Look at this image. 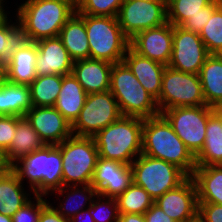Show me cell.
<instances>
[{
    "label": "cell",
    "mask_w": 222,
    "mask_h": 222,
    "mask_svg": "<svg viewBox=\"0 0 222 222\" xmlns=\"http://www.w3.org/2000/svg\"><path fill=\"white\" fill-rule=\"evenodd\" d=\"M22 2L15 3L13 14L18 19L21 38L32 42L59 37L61 28L76 12L68 3L58 0Z\"/></svg>",
    "instance_id": "1"
},
{
    "label": "cell",
    "mask_w": 222,
    "mask_h": 222,
    "mask_svg": "<svg viewBox=\"0 0 222 222\" xmlns=\"http://www.w3.org/2000/svg\"><path fill=\"white\" fill-rule=\"evenodd\" d=\"M140 1H166V0H140Z\"/></svg>",
    "instance_id": "56"
},
{
    "label": "cell",
    "mask_w": 222,
    "mask_h": 222,
    "mask_svg": "<svg viewBox=\"0 0 222 222\" xmlns=\"http://www.w3.org/2000/svg\"><path fill=\"white\" fill-rule=\"evenodd\" d=\"M213 0H166L167 22L181 26L190 16L201 12Z\"/></svg>",
    "instance_id": "33"
},
{
    "label": "cell",
    "mask_w": 222,
    "mask_h": 222,
    "mask_svg": "<svg viewBox=\"0 0 222 222\" xmlns=\"http://www.w3.org/2000/svg\"><path fill=\"white\" fill-rule=\"evenodd\" d=\"M0 196V214L12 217L34 194L11 169L1 172Z\"/></svg>",
    "instance_id": "24"
},
{
    "label": "cell",
    "mask_w": 222,
    "mask_h": 222,
    "mask_svg": "<svg viewBox=\"0 0 222 222\" xmlns=\"http://www.w3.org/2000/svg\"><path fill=\"white\" fill-rule=\"evenodd\" d=\"M173 25L143 30L130 39L129 47L137 54L168 66L172 56Z\"/></svg>",
    "instance_id": "14"
},
{
    "label": "cell",
    "mask_w": 222,
    "mask_h": 222,
    "mask_svg": "<svg viewBox=\"0 0 222 222\" xmlns=\"http://www.w3.org/2000/svg\"><path fill=\"white\" fill-rule=\"evenodd\" d=\"M184 222H204L203 218L197 213L194 217L184 221Z\"/></svg>",
    "instance_id": "50"
},
{
    "label": "cell",
    "mask_w": 222,
    "mask_h": 222,
    "mask_svg": "<svg viewBox=\"0 0 222 222\" xmlns=\"http://www.w3.org/2000/svg\"><path fill=\"white\" fill-rule=\"evenodd\" d=\"M211 110L222 125V103L211 106Z\"/></svg>",
    "instance_id": "48"
},
{
    "label": "cell",
    "mask_w": 222,
    "mask_h": 222,
    "mask_svg": "<svg viewBox=\"0 0 222 222\" xmlns=\"http://www.w3.org/2000/svg\"><path fill=\"white\" fill-rule=\"evenodd\" d=\"M58 1L68 3L72 7V0H58Z\"/></svg>",
    "instance_id": "53"
},
{
    "label": "cell",
    "mask_w": 222,
    "mask_h": 222,
    "mask_svg": "<svg viewBox=\"0 0 222 222\" xmlns=\"http://www.w3.org/2000/svg\"><path fill=\"white\" fill-rule=\"evenodd\" d=\"M44 145L26 117L16 116V132L10 148L5 152L8 163L12 166L20 158L41 149Z\"/></svg>",
    "instance_id": "25"
},
{
    "label": "cell",
    "mask_w": 222,
    "mask_h": 222,
    "mask_svg": "<svg viewBox=\"0 0 222 222\" xmlns=\"http://www.w3.org/2000/svg\"><path fill=\"white\" fill-rule=\"evenodd\" d=\"M97 194L98 193L96 189L91 184L67 185L62 186L59 190H56L49 195H54V198H57L56 202L57 200H60L59 202H57V205H55V200L53 201L54 203H51V198H47L49 199V203L59 214L70 220L77 213L89 208L92 205L93 199Z\"/></svg>",
    "instance_id": "21"
},
{
    "label": "cell",
    "mask_w": 222,
    "mask_h": 222,
    "mask_svg": "<svg viewBox=\"0 0 222 222\" xmlns=\"http://www.w3.org/2000/svg\"><path fill=\"white\" fill-rule=\"evenodd\" d=\"M198 75L206 105L222 103V55L210 54Z\"/></svg>",
    "instance_id": "28"
},
{
    "label": "cell",
    "mask_w": 222,
    "mask_h": 222,
    "mask_svg": "<svg viewBox=\"0 0 222 222\" xmlns=\"http://www.w3.org/2000/svg\"><path fill=\"white\" fill-rule=\"evenodd\" d=\"M91 215L95 222H117L119 212L116 199L97 194L91 205Z\"/></svg>",
    "instance_id": "37"
},
{
    "label": "cell",
    "mask_w": 222,
    "mask_h": 222,
    "mask_svg": "<svg viewBox=\"0 0 222 222\" xmlns=\"http://www.w3.org/2000/svg\"><path fill=\"white\" fill-rule=\"evenodd\" d=\"M109 91L118 102L122 116L145 119L160 114L156 100L123 61L112 66Z\"/></svg>",
    "instance_id": "5"
},
{
    "label": "cell",
    "mask_w": 222,
    "mask_h": 222,
    "mask_svg": "<svg viewBox=\"0 0 222 222\" xmlns=\"http://www.w3.org/2000/svg\"><path fill=\"white\" fill-rule=\"evenodd\" d=\"M133 183L131 166L99 157L91 185L97 193L116 198Z\"/></svg>",
    "instance_id": "16"
},
{
    "label": "cell",
    "mask_w": 222,
    "mask_h": 222,
    "mask_svg": "<svg viewBox=\"0 0 222 222\" xmlns=\"http://www.w3.org/2000/svg\"><path fill=\"white\" fill-rule=\"evenodd\" d=\"M6 80V63L0 59V85Z\"/></svg>",
    "instance_id": "49"
},
{
    "label": "cell",
    "mask_w": 222,
    "mask_h": 222,
    "mask_svg": "<svg viewBox=\"0 0 222 222\" xmlns=\"http://www.w3.org/2000/svg\"><path fill=\"white\" fill-rule=\"evenodd\" d=\"M35 43L38 50L35 63L37 76H64L72 73L74 61L59 37L42 39Z\"/></svg>",
    "instance_id": "18"
},
{
    "label": "cell",
    "mask_w": 222,
    "mask_h": 222,
    "mask_svg": "<svg viewBox=\"0 0 222 222\" xmlns=\"http://www.w3.org/2000/svg\"><path fill=\"white\" fill-rule=\"evenodd\" d=\"M11 169L23 184L26 181L24 185L34 195L49 197L63 186L61 150L57 145H44L20 158Z\"/></svg>",
    "instance_id": "2"
},
{
    "label": "cell",
    "mask_w": 222,
    "mask_h": 222,
    "mask_svg": "<svg viewBox=\"0 0 222 222\" xmlns=\"http://www.w3.org/2000/svg\"><path fill=\"white\" fill-rule=\"evenodd\" d=\"M198 214L204 222H222V205L215 203H198Z\"/></svg>",
    "instance_id": "41"
},
{
    "label": "cell",
    "mask_w": 222,
    "mask_h": 222,
    "mask_svg": "<svg viewBox=\"0 0 222 222\" xmlns=\"http://www.w3.org/2000/svg\"><path fill=\"white\" fill-rule=\"evenodd\" d=\"M170 123L177 136L196 157L203 148L211 106L174 107L161 113Z\"/></svg>",
    "instance_id": "10"
},
{
    "label": "cell",
    "mask_w": 222,
    "mask_h": 222,
    "mask_svg": "<svg viewBox=\"0 0 222 222\" xmlns=\"http://www.w3.org/2000/svg\"><path fill=\"white\" fill-rule=\"evenodd\" d=\"M156 104L160 114L174 107L206 105L199 75L166 66L162 76L161 93Z\"/></svg>",
    "instance_id": "9"
},
{
    "label": "cell",
    "mask_w": 222,
    "mask_h": 222,
    "mask_svg": "<svg viewBox=\"0 0 222 222\" xmlns=\"http://www.w3.org/2000/svg\"><path fill=\"white\" fill-rule=\"evenodd\" d=\"M154 203L176 222H184L198 213L197 187L189 176L177 188L167 191Z\"/></svg>",
    "instance_id": "17"
},
{
    "label": "cell",
    "mask_w": 222,
    "mask_h": 222,
    "mask_svg": "<svg viewBox=\"0 0 222 222\" xmlns=\"http://www.w3.org/2000/svg\"><path fill=\"white\" fill-rule=\"evenodd\" d=\"M0 194H1V172H0ZM0 203H1V196H0Z\"/></svg>",
    "instance_id": "55"
},
{
    "label": "cell",
    "mask_w": 222,
    "mask_h": 222,
    "mask_svg": "<svg viewBox=\"0 0 222 222\" xmlns=\"http://www.w3.org/2000/svg\"><path fill=\"white\" fill-rule=\"evenodd\" d=\"M115 199L119 214H145L155 201L144 188L134 183Z\"/></svg>",
    "instance_id": "32"
},
{
    "label": "cell",
    "mask_w": 222,
    "mask_h": 222,
    "mask_svg": "<svg viewBox=\"0 0 222 222\" xmlns=\"http://www.w3.org/2000/svg\"><path fill=\"white\" fill-rule=\"evenodd\" d=\"M32 107L30 87L5 80L0 85V115L25 117Z\"/></svg>",
    "instance_id": "29"
},
{
    "label": "cell",
    "mask_w": 222,
    "mask_h": 222,
    "mask_svg": "<svg viewBox=\"0 0 222 222\" xmlns=\"http://www.w3.org/2000/svg\"><path fill=\"white\" fill-rule=\"evenodd\" d=\"M209 54L222 55V11L218 7L199 33Z\"/></svg>",
    "instance_id": "35"
},
{
    "label": "cell",
    "mask_w": 222,
    "mask_h": 222,
    "mask_svg": "<svg viewBox=\"0 0 222 222\" xmlns=\"http://www.w3.org/2000/svg\"><path fill=\"white\" fill-rule=\"evenodd\" d=\"M16 132V116L0 115V148L5 152Z\"/></svg>",
    "instance_id": "40"
},
{
    "label": "cell",
    "mask_w": 222,
    "mask_h": 222,
    "mask_svg": "<svg viewBox=\"0 0 222 222\" xmlns=\"http://www.w3.org/2000/svg\"><path fill=\"white\" fill-rule=\"evenodd\" d=\"M61 150L63 186L91 184L99 153L93 137L72 135Z\"/></svg>",
    "instance_id": "7"
},
{
    "label": "cell",
    "mask_w": 222,
    "mask_h": 222,
    "mask_svg": "<svg viewBox=\"0 0 222 222\" xmlns=\"http://www.w3.org/2000/svg\"><path fill=\"white\" fill-rule=\"evenodd\" d=\"M191 177L197 187L198 203L222 205V165L196 166Z\"/></svg>",
    "instance_id": "26"
},
{
    "label": "cell",
    "mask_w": 222,
    "mask_h": 222,
    "mask_svg": "<svg viewBox=\"0 0 222 222\" xmlns=\"http://www.w3.org/2000/svg\"><path fill=\"white\" fill-rule=\"evenodd\" d=\"M78 15L85 22L90 59L113 64L122 62L130 40L123 33L117 17Z\"/></svg>",
    "instance_id": "6"
},
{
    "label": "cell",
    "mask_w": 222,
    "mask_h": 222,
    "mask_svg": "<svg viewBox=\"0 0 222 222\" xmlns=\"http://www.w3.org/2000/svg\"><path fill=\"white\" fill-rule=\"evenodd\" d=\"M117 19L123 33L130 40L143 30L167 23L166 1L124 0Z\"/></svg>",
    "instance_id": "12"
},
{
    "label": "cell",
    "mask_w": 222,
    "mask_h": 222,
    "mask_svg": "<svg viewBox=\"0 0 222 222\" xmlns=\"http://www.w3.org/2000/svg\"><path fill=\"white\" fill-rule=\"evenodd\" d=\"M83 0H72V8L76 11L77 7L82 3Z\"/></svg>",
    "instance_id": "52"
},
{
    "label": "cell",
    "mask_w": 222,
    "mask_h": 222,
    "mask_svg": "<svg viewBox=\"0 0 222 222\" xmlns=\"http://www.w3.org/2000/svg\"><path fill=\"white\" fill-rule=\"evenodd\" d=\"M130 166L133 183L144 188L154 200L177 188L189 177L178 166L143 153Z\"/></svg>",
    "instance_id": "8"
},
{
    "label": "cell",
    "mask_w": 222,
    "mask_h": 222,
    "mask_svg": "<svg viewBox=\"0 0 222 222\" xmlns=\"http://www.w3.org/2000/svg\"><path fill=\"white\" fill-rule=\"evenodd\" d=\"M7 2L9 4L8 0H0V23L11 13L9 10H6L9 8L6 5Z\"/></svg>",
    "instance_id": "47"
},
{
    "label": "cell",
    "mask_w": 222,
    "mask_h": 222,
    "mask_svg": "<svg viewBox=\"0 0 222 222\" xmlns=\"http://www.w3.org/2000/svg\"><path fill=\"white\" fill-rule=\"evenodd\" d=\"M49 203L47 197L34 195L13 216V222H39L41 210Z\"/></svg>",
    "instance_id": "38"
},
{
    "label": "cell",
    "mask_w": 222,
    "mask_h": 222,
    "mask_svg": "<svg viewBox=\"0 0 222 222\" xmlns=\"http://www.w3.org/2000/svg\"><path fill=\"white\" fill-rule=\"evenodd\" d=\"M113 63L95 59L73 62L72 74L87 94L106 92L110 89Z\"/></svg>",
    "instance_id": "20"
},
{
    "label": "cell",
    "mask_w": 222,
    "mask_h": 222,
    "mask_svg": "<svg viewBox=\"0 0 222 222\" xmlns=\"http://www.w3.org/2000/svg\"><path fill=\"white\" fill-rule=\"evenodd\" d=\"M13 16V17H12ZM14 21V22H13ZM21 39V31L16 15H8L0 23V59L5 63L10 59V53Z\"/></svg>",
    "instance_id": "34"
},
{
    "label": "cell",
    "mask_w": 222,
    "mask_h": 222,
    "mask_svg": "<svg viewBox=\"0 0 222 222\" xmlns=\"http://www.w3.org/2000/svg\"><path fill=\"white\" fill-rule=\"evenodd\" d=\"M61 86V75L37 76L29 85L32 106H54Z\"/></svg>",
    "instance_id": "31"
},
{
    "label": "cell",
    "mask_w": 222,
    "mask_h": 222,
    "mask_svg": "<svg viewBox=\"0 0 222 222\" xmlns=\"http://www.w3.org/2000/svg\"><path fill=\"white\" fill-rule=\"evenodd\" d=\"M123 62L145 90L157 100L161 93L162 76L166 66L137 54L130 47L126 51Z\"/></svg>",
    "instance_id": "22"
},
{
    "label": "cell",
    "mask_w": 222,
    "mask_h": 222,
    "mask_svg": "<svg viewBox=\"0 0 222 222\" xmlns=\"http://www.w3.org/2000/svg\"><path fill=\"white\" fill-rule=\"evenodd\" d=\"M143 118L121 116L94 136L99 157L131 165L142 153Z\"/></svg>",
    "instance_id": "4"
},
{
    "label": "cell",
    "mask_w": 222,
    "mask_h": 222,
    "mask_svg": "<svg viewBox=\"0 0 222 222\" xmlns=\"http://www.w3.org/2000/svg\"><path fill=\"white\" fill-rule=\"evenodd\" d=\"M209 55L198 33L173 26L172 56L169 67L185 73L199 74Z\"/></svg>",
    "instance_id": "13"
},
{
    "label": "cell",
    "mask_w": 222,
    "mask_h": 222,
    "mask_svg": "<svg viewBox=\"0 0 222 222\" xmlns=\"http://www.w3.org/2000/svg\"><path fill=\"white\" fill-rule=\"evenodd\" d=\"M0 222H13L12 217L0 214Z\"/></svg>",
    "instance_id": "51"
},
{
    "label": "cell",
    "mask_w": 222,
    "mask_h": 222,
    "mask_svg": "<svg viewBox=\"0 0 222 222\" xmlns=\"http://www.w3.org/2000/svg\"><path fill=\"white\" fill-rule=\"evenodd\" d=\"M37 53L35 42L21 38L6 63V80L14 84L29 86L37 77L35 70Z\"/></svg>",
    "instance_id": "19"
},
{
    "label": "cell",
    "mask_w": 222,
    "mask_h": 222,
    "mask_svg": "<svg viewBox=\"0 0 222 222\" xmlns=\"http://www.w3.org/2000/svg\"><path fill=\"white\" fill-rule=\"evenodd\" d=\"M117 222H145L144 214H119Z\"/></svg>",
    "instance_id": "45"
},
{
    "label": "cell",
    "mask_w": 222,
    "mask_h": 222,
    "mask_svg": "<svg viewBox=\"0 0 222 222\" xmlns=\"http://www.w3.org/2000/svg\"><path fill=\"white\" fill-rule=\"evenodd\" d=\"M87 95L72 73L64 75L62 76V86L54 107L72 125L78 118Z\"/></svg>",
    "instance_id": "23"
},
{
    "label": "cell",
    "mask_w": 222,
    "mask_h": 222,
    "mask_svg": "<svg viewBox=\"0 0 222 222\" xmlns=\"http://www.w3.org/2000/svg\"><path fill=\"white\" fill-rule=\"evenodd\" d=\"M11 170V165L8 163L5 151L0 148V172Z\"/></svg>",
    "instance_id": "46"
},
{
    "label": "cell",
    "mask_w": 222,
    "mask_h": 222,
    "mask_svg": "<svg viewBox=\"0 0 222 222\" xmlns=\"http://www.w3.org/2000/svg\"><path fill=\"white\" fill-rule=\"evenodd\" d=\"M145 222H176L170 218L164 211L155 203L144 214Z\"/></svg>",
    "instance_id": "42"
},
{
    "label": "cell",
    "mask_w": 222,
    "mask_h": 222,
    "mask_svg": "<svg viewBox=\"0 0 222 222\" xmlns=\"http://www.w3.org/2000/svg\"><path fill=\"white\" fill-rule=\"evenodd\" d=\"M142 153L172 163L188 176L196 168L195 157L162 114L143 120Z\"/></svg>",
    "instance_id": "3"
},
{
    "label": "cell",
    "mask_w": 222,
    "mask_h": 222,
    "mask_svg": "<svg viewBox=\"0 0 222 222\" xmlns=\"http://www.w3.org/2000/svg\"><path fill=\"white\" fill-rule=\"evenodd\" d=\"M218 7L220 8V10L222 11V0H216Z\"/></svg>",
    "instance_id": "54"
},
{
    "label": "cell",
    "mask_w": 222,
    "mask_h": 222,
    "mask_svg": "<svg viewBox=\"0 0 222 222\" xmlns=\"http://www.w3.org/2000/svg\"><path fill=\"white\" fill-rule=\"evenodd\" d=\"M70 222H95L91 215V206L73 216Z\"/></svg>",
    "instance_id": "44"
},
{
    "label": "cell",
    "mask_w": 222,
    "mask_h": 222,
    "mask_svg": "<svg viewBox=\"0 0 222 222\" xmlns=\"http://www.w3.org/2000/svg\"><path fill=\"white\" fill-rule=\"evenodd\" d=\"M124 0H83L77 14L117 17Z\"/></svg>",
    "instance_id": "36"
},
{
    "label": "cell",
    "mask_w": 222,
    "mask_h": 222,
    "mask_svg": "<svg viewBox=\"0 0 222 222\" xmlns=\"http://www.w3.org/2000/svg\"><path fill=\"white\" fill-rule=\"evenodd\" d=\"M45 145H58L72 136V125L54 106H32L25 115Z\"/></svg>",
    "instance_id": "15"
},
{
    "label": "cell",
    "mask_w": 222,
    "mask_h": 222,
    "mask_svg": "<svg viewBox=\"0 0 222 222\" xmlns=\"http://www.w3.org/2000/svg\"><path fill=\"white\" fill-rule=\"evenodd\" d=\"M39 222H70V220L59 214L54 207L48 203L41 210Z\"/></svg>",
    "instance_id": "43"
},
{
    "label": "cell",
    "mask_w": 222,
    "mask_h": 222,
    "mask_svg": "<svg viewBox=\"0 0 222 222\" xmlns=\"http://www.w3.org/2000/svg\"><path fill=\"white\" fill-rule=\"evenodd\" d=\"M205 135L203 148L195 157L196 166L222 165V125L213 113L208 117Z\"/></svg>",
    "instance_id": "30"
},
{
    "label": "cell",
    "mask_w": 222,
    "mask_h": 222,
    "mask_svg": "<svg viewBox=\"0 0 222 222\" xmlns=\"http://www.w3.org/2000/svg\"><path fill=\"white\" fill-rule=\"evenodd\" d=\"M122 116L113 94L108 90L88 94L78 118L72 124L75 136L93 137Z\"/></svg>",
    "instance_id": "11"
},
{
    "label": "cell",
    "mask_w": 222,
    "mask_h": 222,
    "mask_svg": "<svg viewBox=\"0 0 222 222\" xmlns=\"http://www.w3.org/2000/svg\"><path fill=\"white\" fill-rule=\"evenodd\" d=\"M217 8V1L213 0L209 5L203 7L200 13L190 16L180 27L199 34Z\"/></svg>",
    "instance_id": "39"
},
{
    "label": "cell",
    "mask_w": 222,
    "mask_h": 222,
    "mask_svg": "<svg viewBox=\"0 0 222 222\" xmlns=\"http://www.w3.org/2000/svg\"><path fill=\"white\" fill-rule=\"evenodd\" d=\"M59 38L73 61L90 58L85 22L76 12L61 28Z\"/></svg>",
    "instance_id": "27"
}]
</instances>
